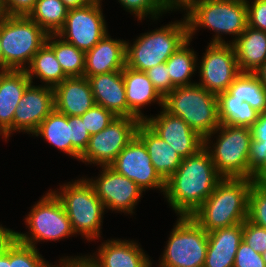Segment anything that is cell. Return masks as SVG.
Masks as SVG:
<instances>
[{
  "mask_svg": "<svg viewBox=\"0 0 266 267\" xmlns=\"http://www.w3.org/2000/svg\"><path fill=\"white\" fill-rule=\"evenodd\" d=\"M222 178L203 146L195 154L182 159L181 165L165 181L163 195L178 216H191Z\"/></svg>",
  "mask_w": 266,
  "mask_h": 267,
  "instance_id": "cell-1",
  "label": "cell"
},
{
  "mask_svg": "<svg viewBox=\"0 0 266 267\" xmlns=\"http://www.w3.org/2000/svg\"><path fill=\"white\" fill-rule=\"evenodd\" d=\"M251 178H222L212 194L191 215L208 233L243 223L248 216Z\"/></svg>",
  "mask_w": 266,
  "mask_h": 267,
  "instance_id": "cell-2",
  "label": "cell"
},
{
  "mask_svg": "<svg viewBox=\"0 0 266 267\" xmlns=\"http://www.w3.org/2000/svg\"><path fill=\"white\" fill-rule=\"evenodd\" d=\"M185 10L191 41L197 30L204 27L215 32L210 43H228L222 39L223 33L235 36L229 41L233 43L248 25L246 0H193Z\"/></svg>",
  "mask_w": 266,
  "mask_h": 267,
  "instance_id": "cell-3",
  "label": "cell"
},
{
  "mask_svg": "<svg viewBox=\"0 0 266 267\" xmlns=\"http://www.w3.org/2000/svg\"><path fill=\"white\" fill-rule=\"evenodd\" d=\"M162 108L182 118L203 139L221 124L217 95L197 83L175 87L163 98Z\"/></svg>",
  "mask_w": 266,
  "mask_h": 267,
  "instance_id": "cell-4",
  "label": "cell"
},
{
  "mask_svg": "<svg viewBox=\"0 0 266 267\" xmlns=\"http://www.w3.org/2000/svg\"><path fill=\"white\" fill-rule=\"evenodd\" d=\"M59 191H52L61 201L71 222L75 234H80L88 241L101 237V225L105 207L97 197L92 183L86 179H78L60 185Z\"/></svg>",
  "mask_w": 266,
  "mask_h": 267,
  "instance_id": "cell-5",
  "label": "cell"
},
{
  "mask_svg": "<svg viewBox=\"0 0 266 267\" xmlns=\"http://www.w3.org/2000/svg\"><path fill=\"white\" fill-rule=\"evenodd\" d=\"M183 19L140 35L133 45L126 42V66L145 72L166 62L188 40V23Z\"/></svg>",
  "mask_w": 266,
  "mask_h": 267,
  "instance_id": "cell-6",
  "label": "cell"
},
{
  "mask_svg": "<svg viewBox=\"0 0 266 267\" xmlns=\"http://www.w3.org/2000/svg\"><path fill=\"white\" fill-rule=\"evenodd\" d=\"M47 37L29 16L3 15L0 19L3 70H26Z\"/></svg>",
  "mask_w": 266,
  "mask_h": 267,
  "instance_id": "cell-7",
  "label": "cell"
},
{
  "mask_svg": "<svg viewBox=\"0 0 266 267\" xmlns=\"http://www.w3.org/2000/svg\"><path fill=\"white\" fill-rule=\"evenodd\" d=\"M218 133L216 143L211 147V136ZM251 139L249 127L224 124H220L204 139V146L210 153L217 172L223 178H249L248 154Z\"/></svg>",
  "mask_w": 266,
  "mask_h": 267,
  "instance_id": "cell-8",
  "label": "cell"
},
{
  "mask_svg": "<svg viewBox=\"0 0 266 267\" xmlns=\"http://www.w3.org/2000/svg\"><path fill=\"white\" fill-rule=\"evenodd\" d=\"M178 217L158 266L203 267L208 233L191 216Z\"/></svg>",
  "mask_w": 266,
  "mask_h": 267,
  "instance_id": "cell-9",
  "label": "cell"
},
{
  "mask_svg": "<svg viewBox=\"0 0 266 267\" xmlns=\"http://www.w3.org/2000/svg\"><path fill=\"white\" fill-rule=\"evenodd\" d=\"M25 222L29 233L17 232V240L34 248L37 242L58 241L75 234L61 201L52 190L34 204Z\"/></svg>",
  "mask_w": 266,
  "mask_h": 267,
  "instance_id": "cell-10",
  "label": "cell"
},
{
  "mask_svg": "<svg viewBox=\"0 0 266 267\" xmlns=\"http://www.w3.org/2000/svg\"><path fill=\"white\" fill-rule=\"evenodd\" d=\"M141 121L132 117H116L100 132L90 136L89 144L79 161L110 166L118 154L136 136Z\"/></svg>",
  "mask_w": 266,
  "mask_h": 267,
  "instance_id": "cell-11",
  "label": "cell"
},
{
  "mask_svg": "<svg viewBox=\"0 0 266 267\" xmlns=\"http://www.w3.org/2000/svg\"><path fill=\"white\" fill-rule=\"evenodd\" d=\"M200 66V81L197 83L216 95L228 90L241 73L232 43H209ZM200 68V69H199Z\"/></svg>",
  "mask_w": 266,
  "mask_h": 267,
  "instance_id": "cell-12",
  "label": "cell"
},
{
  "mask_svg": "<svg viewBox=\"0 0 266 267\" xmlns=\"http://www.w3.org/2000/svg\"><path fill=\"white\" fill-rule=\"evenodd\" d=\"M101 7L100 4L88 3L82 7L68 9L65 24L57 35L79 50H91L108 34Z\"/></svg>",
  "mask_w": 266,
  "mask_h": 267,
  "instance_id": "cell-13",
  "label": "cell"
},
{
  "mask_svg": "<svg viewBox=\"0 0 266 267\" xmlns=\"http://www.w3.org/2000/svg\"><path fill=\"white\" fill-rule=\"evenodd\" d=\"M101 174L92 183L97 197L103 203L105 210L120 211L125 214L135 213L134 209L144 190L133 180L119 174L110 166L101 167Z\"/></svg>",
  "mask_w": 266,
  "mask_h": 267,
  "instance_id": "cell-14",
  "label": "cell"
},
{
  "mask_svg": "<svg viewBox=\"0 0 266 267\" xmlns=\"http://www.w3.org/2000/svg\"><path fill=\"white\" fill-rule=\"evenodd\" d=\"M119 174L133 180L144 191H165V181L156 172L144 143L135 136L110 165Z\"/></svg>",
  "mask_w": 266,
  "mask_h": 267,
  "instance_id": "cell-15",
  "label": "cell"
},
{
  "mask_svg": "<svg viewBox=\"0 0 266 267\" xmlns=\"http://www.w3.org/2000/svg\"><path fill=\"white\" fill-rule=\"evenodd\" d=\"M161 109L160 114L147 117L143 122L176 150L182 158L195 154L204 146V139L193 131L182 118Z\"/></svg>",
  "mask_w": 266,
  "mask_h": 267,
  "instance_id": "cell-16",
  "label": "cell"
},
{
  "mask_svg": "<svg viewBox=\"0 0 266 267\" xmlns=\"http://www.w3.org/2000/svg\"><path fill=\"white\" fill-rule=\"evenodd\" d=\"M55 109L54 88L31 83L20 99L13 119V132L33 134Z\"/></svg>",
  "mask_w": 266,
  "mask_h": 267,
  "instance_id": "cell-17",
  "label": "cell"
},
{
  "mask_svg": "<svg viewBox=\"0 0 266 267\" xmlns=\"http://www.w3.org/2000/svg\"><path fill=\"white\" fill-rule=\"evenodd\" d=\"M31 83L26 70H0V135L5 140L13 132L14 113Z\"/></svg>",
  "mask_w": 266,
  "mask_h": 267,
  "instance_id": "cell-18",
  "label": "cell"
},
{
  "mask_svg": "<svg viewBox=\"0 0 266 267\" xmlns=\"http://www.w3.org/2000/svg\"><path fill=\"white\" fill-rule=\"evenodd\" d=\"M95 253L87 257L96 267H147L151 262L136 241L126 239L103 242Z\"/></svg>",
  "mask_w": 266,
  "mask_h": 267,
  "instance_id": "cell-19",
  "label": "cell"
},
{
  "mask_svg": "<svg viewBox=\"0 0 266 267\" xmlns=\"http://www.w3.org/2000/svg\"><path fill=\"white\" fill-rule=\"evenodd\" d=\"M126 40L106 34L91 50L85 52L84 76L122 71L126 66Z\"/></svg>",
  "mask_w": 266,
  "mask_h": 267,
  "instance_id": "cell-20",
  "label": "cell"
},
{
  "mask_svg": "<svg viewBox=\"0 0 266 267\" xmlns=\"http://www.w3.org/2000/svg\"><path fill=\"white\" fill-rule=\"evenodd\" d=\"M84 77L88 79L91 85L96 105L103 106L116 117H128V104L122 71Z\"/></svg>",
  "mask_w": 266,
  "mask_h": 267,
  "instance_id": "cell-21",
  "label": "cell"
},
{
  "mask_svg": "<svg viewBox=\"0 0 266 267\" xmlns=\"http://www.w3.org/2000/svg\"><path fill=\"white\" fill-rule=\"evenodd\" d=\"M55 109L67 116H81L95 105L86 77H68L54 87Z\"/></svg>",
  "mask_w": 266,
  "mask_h": 267,
  "instance_id": "cell-22",
  "label": "cell"
},
{
  "mask_svg": "<svg viewBox=\"0 0 266 267\" xmlns=\"http://www.w3.org/2000/svg\"><path fill=\"white\" fill-rule=\"evenodd\" d=\"M122 77L128 104V117L137 118L142 122L147 118L141 112L142 107L156 101L159 106L163 107V97L155 89L146 72L125 66L122 70Z\"/></svg>",
  "mask_w": 266,
  "mask_h": 267,
  "instance_id": "cell-23",
  "label": "cell"
},
{
  "mask_svg": "<svg viewBox=\"0 0 266 267\" xmlns=\"http://www.w3.org/2000/svg\"><path fill=\"white\" fill-rule=\"evenodd\" d=\"M243 240V223L208 232V247L203 267H233Z\"/></svg>",
  "mask_w": 266,
  "mask_h": 267,
  "instance_id": "cell-24",
  "label": "cell"
},
{
  "mask_svg": "<svg viewBox=\"0 0 266 267\" xmlns=\"http://www.w3.org/2000/svg\"><path fill=\"white\" fill-rule=\"evenodd\" d=\"M136 136L146 146L156 172L166 181L181 165L183 158L143 121L138 125Z\"/></svg>",
  "mask_w": 266,
  "mask_h": 267,
  "instance_id": "cell-25",
  "label": "cell"
},
{
  "mask_svg": "<svg viewBox=\"0 0 266 267\" xmlns=\"http://www.w3.org/2000/svg\"><path fill=\"white\" fill-rule=\"evenodd\" d=\"M241 72L254 73L266 61V32L247 25L232 43Z\"/></svg>",
  "mask_w": 266,
  "mask_h": 267,
  "instance_id": "cell-26",
  "label": "cell"
},
{
  "mask_svg": "<svg viewBox=\"0 0 266 267\" xmlns=\"http://www.w3.org/2000/svg\"><path fill=\"white\" fill-rule=\"evenodd\" d=\"M217 99L221 124L250 128L257 121L260 113L228 90L218 94Z\"/></svg>",
  "mask_w": 266,
  "mask_h": 267,
  "instance_id": "cell-27",
  "label": "cell"
},
{
  "mask_svg": "<svg viewBox=\"0 0 266 267\" xmlns=\"http://www.w3.org/2000/svg\"><path fill=\"white\" fill-rule=\"evenodd\" d=\"M26 72L32 83L33 78L37 77L45 83V86L53 88L68 78L56 59L54 51L46 43L34 55Z\"/></svg>",
  "mask_w": 266,
  "mask_h": 267,
  "instance_id": "cell-28",
  "label": "cell"
},
{
  "mask_svg": "<svg viewBox=\"0 0 266 267\" xmlns=\"http://www.w3.org/2000/svg\"><path fill=\"white\" fill-rule=\"evenodd\" d=\"M71 156L70 118L54 109L32 134Z\"/></svg>",
  "mask_w": 266,
  "mask_h": 267,
  "instance_id": "cell-29",
  "label": "cell"
},
{
  "mask_svg": "<svg viewBox=\"0 0 266 267\" xmlns=\"http://www.w3.org/2000/svg\"><path fill=\"white\" fill-rule=\"evenodd\" d=\"M228 91L259 113H266V88L255 73L241 72L230 84Z\"/></svg>",
  "mask_w": 266,
  "mask_h": 267,
  "instance_id": "cell-30",
  "label": "cell"
},
{
  "mask_svg": "<svg viewBox=\"0 0 266 267\" xmlns=\"http://www.w3.org/2000/svg\"><path fill=\"white\" fill-rule=\"evenodd\" d=\"M46 44L54 51L56 59L68 77H84V51L64 41L57 34H49Z\"/></svg>",
  "mask_w": 266,
  "mask_h": 267,
  "instance_id": "cell-31",
  "label": "cell"
},
{
  "mask_svg": "<svg viewBox=\"0 0 266 267\" xmlns=\"http://www.w3.org/2000/svg\"><path fill=\"white\" fill-rule=\"evenodd\" d=\"M191 40L188 39L171 57L166 61L171 82L176 86H189L196 84L191 82V77L197 71L198 57L194 49L188 47Z\"/></svg>",
  "mask_w": 266,
  "mask_h": 267,
  "instance_id": "cell-32",
  "label": "cell"
},
{
  "mask_svg": "<svg viewBox=\"0 0 266 267\" xmlns=\"http://www.w3.org/2000/svg\"><path fill=\"white\" fill-rule=\"evenodd\" d=\"M67 13L68 8L61 0H37L28 16L49 35L63 28Z\"/></svg>",
  "mask_w": 266,
  "mask_h": 267,
  "instance_id": "cell-33",
  "label": "cell"
},
{
  "mask_svg": "<svg viewBox=\"0 0 266 267\" xmlns=\"http://www.w3.org/2000/svg\"><path fill=\"white\" fill-rule=\"evenodd\" d=\"M9 267H57L49 265L37 248L16 240L9 248Z\"/></svg>",
  "mask_w": 266,
  "mask_h": 267,
  "instance_id": "cell-34",
  "label": "cell"
},
{
  "mask_svg": "<svg viewBox=\"0 0 266 267\" xmlns=\"http://www.w3.org/2000/svg\"><path fill=\"white\" fill-rule=\"evenodd\" d=\"M247 219L266 228V184L253 182L249 192Z\"/></svg>",
  "mask_w": 266,
  "mask_h": 267,
  "instance_id": "cell-35",
  "label": "cell"
},
{
  "mask_svg": "<svg viewBox=\"0 0 266 267\" xmlns=\"http://www.w3.org/2000/svg\"><path fill=\"white\" fill-rule=\"evenodd\" d=\"M127 12L133 13L138 19L143 20L144 17L158 20L159 16L170 11L161 0H118ZM151 15V16H150Z\"/></svg>",
  "mask_w": 266,
  "mask_h": 267,
  "instance_id": "cell-36",
  "label": "cell"
},
{
  "mask_svg": "<svg viewBox=\"0 0 266 267\" xmlns=\"http://www.w3.org/2000/svg\"><path fill=\"white\" fill-rule=\"evenodd\" d=\"M70 118L71 156L80 159L90 140V134L82 121L81 116H68Z\"/></svg>",
  "mask_w": 266,
  "mask_h": 267,
  "instance_id": "cell-37",
  "label": "cell"
},
{
  "mask_svg": "<svg viewBox=\"0 0 266 267\" xmlns=\"http://www.w3.org/2000/svg\"><path fill=\"white\" fill-rule=\"evenodd\" d=\"M81 118L89 134L93 135L106 128L116 116L103 106L95 104Z\"/></svg>",
  "mask_w": 266,
  "mask_h": 267,
  "instance_id": "cell-38",
  "label": "cell"
},
{
  "mask_svg": "<svg viewBox=\"0 0 266 267\" xmlns=\"http://www.w3.org/2000/svg\"><path fill=\"white\" fill-rule=\"evenodd\" d=\"M259 254L266 251V228L246 219L243 222V240Z\"/></svg>",
  "mask_w": 266,
  "mask_h": 267,
  "instance_id": "cell-39",
  "label": "cell"
},
{
  "mask_svg": "<svg viewBox=\"0 0 266 267\" xmlns=\"http://www.w3.org/2000/svg\"><path fill=\"white\" fill-rule=\"evenodd\" d=\"M155 89L164 98L176 86L171 82L166 62L158 64L145 71Z\"/></svg>",
  "mask_w": 266,
  "mask_h": 267,
  "instance_id": "cell-40",
  "label": "cell"
},
{
  "mask_svg": "<svg viewBox=\"0 0 266 267\" xmlns=\"http://www.w3.org/2000/svg\"><path fill=\"white\" fill-rule=\"evenodd\" d=\"M233 267H266V264L262 254L255 252L252 247L242 241L236 252Z\"/></svg>",
  "mask_w": 266,
  "mask_h": 267,
  "instance_id": "cell-41",
  "label": "cell"
},
{
  "mask_svg": "<svg viewBox=\"0 0 266 267\" xmlns=\"http://www.w3.org/2000/svg\"><path fill=\"white\" fill-rule=\"evenodd\" d=\"M253 1L246 0L248 26L266 32V0Z\"/></svg>",
  "mask_w": 266,
  "mask_h": 267,
  "instance_id": "cell-42",
  "label": "cell"
},
{
  "mask_svg": "<svg viewBox=\"0 0 266 267\" xmlns=\"http://www.w3.org/2000/svg\"><path fill=\"white\" fill-rule=\"evenodd\" d=\"M37 0H1L3 15L28 16Z\"/></svg>",
  "mask_w": 266,
  "mask_h": 267,
  "instance_id": "cell-43",
  "label": "cell"
},
{
  "mask_svg": "<svg viewBox=\"0 0 266 267\" xmlns=\"http://www.w3.org/2000/svg\"><path fill=\"white\" fill-rule=\"evenodd\" d=\"M266 159V143L251 139L248 154L249 178L264 163Z\"/></svg>",
  "mask_w": 266,
  "mask_h": 267,
  "instance_id": "cell-44",
  "label": "cell"
},
{
  "mask_svg": "<svg viewBox=\"0 0 266 267\" xmlns=\"http://www.w3.org/2000/svg\"><path fill=\"white\" fill-rule=\"evenodd\" d=\"M17 240V232L8 229L0 225V257H2L8 249L14 244Z\"/></svg>",
  "mask_w": 266,
  "mask_h": 267,
  "instance_id": "cell-45",
  "label": "cell"
},
{
  "mask_svg": "<svg viewBox=\"0 0 266 267\" xmlns=\"http://www.w3.org/2000/svg\"><path fill=\"white\" fill-rule=\"evenodd\" d=\"M250 129L252 139L266 143V113H260L257 121Z\"/></svg>",
  "mask_w": 266,
  "mask_h": 267,
  "instance_id": "cell-46",
  "label": "cell"
},
{
  "mask_svg": "<svg viewBox=\"0 0 266 267\" xmlns=\"http://www.w3.org/2000/svg\"><path fill=\"white\" fill-rule=\"evenodd\" d=\"M60 265L57 264V267H96L92 261L85 256H71L70 258L67 256L65 258H61Z\"/></svg>",
  "mask_w": 266,
  "mask_h": 267,
  "instance_id": "cell-47",
  "label": "cell"
},
{
  "mask_svg": "<svg viewBox=\"0 0 266 267\" xmlns=\"http://www.w3.org/2000/svg\"><path fill=\"white\" fill-rule=\"evenodd\" d=\"M170 11L185 9L193 0H161ZM182 7V8H181Z\"/></svg>",
  "mask_w": 266,
  "mask_h": 267,
  "instance_id": "cell-48",
  "label": "cell"
},
{
  "mask_svg": "<svg viewBox=\"0 0 266 267\" xmlns=\"http://www.w3.org/2000/svg\"><path fill=\"white\" fill-rule=\"evenodd\" d=\"M252 179L256 183L266 184V159L264 163L252 174Z\"/></svg>",
  "mask_w": 266,
  "mask_h": 267,
  "instance_id": "cell-49",
  "label": "cell"
},
{
  "mask_svg": "<svg viewBox=\"0 0 266 267\" xmlns=\"http://www.w3.org/2000/svg\"><path fill=\"white\" fill-rule=\"evenodd\" d=\"M68 9L82 7L88 4L86 0H61Z\"/></svg>",
  "mask_w": 266,
  "mask_h": 267,
  "instance_id": "cell-50",
  "label": "cell"
},
{
  "mask_svg": "<svg viewBox=\"0 0 266 267\" xmlns=\"http://www.w3.org/2000/svg\"><path fill=\"white\" fill-rule=\"evenodd\" d=\"M254 73L266 88V61Z\"/></svg>",
  "mask_w": 266,
  "mask_h": 267,
  "instance_id": "cell-51",
  "label": "cell"
},
{
  "mask_svg": "<svg viewBox=\"0 0 266 267\" xmlns=\"http://www.w3.org/2000/svg\"><path fill=\"white\" fill-rule=\"evenodd\" d=\"M0 267H9V249L2 257H0Z\"/></svg>",
  "mask_w": 266,
  "mask_h": 267,
  "instance_id": "cell-52",
  "label": "cell"
},
{
  "mask_svg": "<svg viewBox=\"0 0 266 267\" xmlns=\"http://www.w3.org/2000/svg\"><path fill=\"white\" fill-rule=\"evenodd\" d=\"M0 70H3V51H2L1 40H0Z\"/></svg>",
  "mask_w": 266,
  "mask_h": 267,
  "instance_id": "cell-53",
  "label": "cell"
},
{
  "mask_svg": "<svg viewBox=\"0 0 266 267\" xmlns=\"http://www.w3.org/2000/svg\"><path fill=\"white\" fill-rule=\"evenodd\" d=\"M88 3H94V4H100L102 5L101 3V0H86Z\"/></svg>",
  "mask_w": 266,
  "mask_h": 267,
  "instance_id": "cell-54",
  "label": "cell"
},
{
  "mask_svg": "<svg viewBox=\"0 0 266 267\" xmlns=\"http://www.w3.org/2000/svg\"><path fill=\"white\" fill-rule=\"evenodd\" d=\"M262 258H263V260H264V262L266 264V251L264 253H262Z\"/></svg>",
  "mask_w": 266,
  "mask_h": 267,
  "instance_id": "cell-55",
  "label": "cell"
},
{
  "mask_svg": "<svg viewBox=\"0 0 266 267\" xmlns=\"http://www.w3.org/2000/svg\"><path fill=\"white\" fill-rule=\"evenodd\" d=\"M2 16H3V12H2L1 0H0V19L2 18Z\"/></svg>",
  "mask_w": 266,
  "mask_h": 267,
  "instance_id": "cell-56",
  "label": "cell"
},
{
  "mask_svg": "<svg viewBox=\"0 0 266 267\" xmlns=\"http://www.w3.org/2000/svg\"><path fill=\"white\" fill-rule=\"evenodd\" d=\"M147 267H152V262H150Z\"/></svg>",
  "mask_w": 266,
  "mask_h": 267,
  "instance_id": "cell-57",
  "label": "cell"
}]
</instances>
